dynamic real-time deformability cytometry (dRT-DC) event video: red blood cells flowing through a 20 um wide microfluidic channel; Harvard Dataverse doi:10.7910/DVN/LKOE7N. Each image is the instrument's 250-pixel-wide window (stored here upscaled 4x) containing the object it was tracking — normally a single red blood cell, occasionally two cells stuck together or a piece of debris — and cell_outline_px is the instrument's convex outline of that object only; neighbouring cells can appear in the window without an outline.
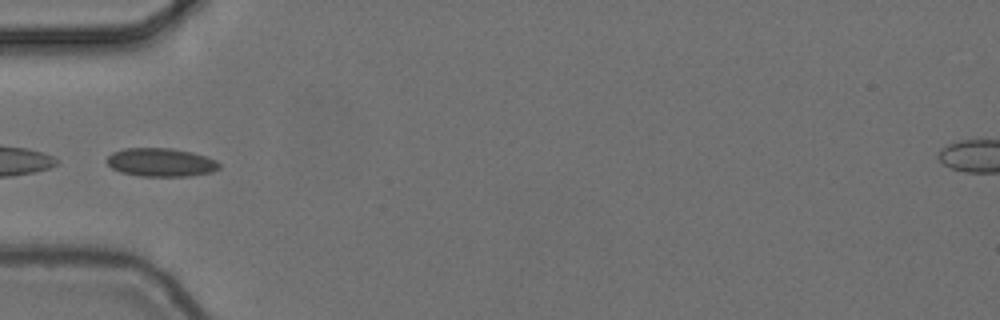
{"species": "common noctule bat (a hibernating species)", "species_latin": "Nyctalus noctula", "temperature_condition": "cold", "stored_images_in_passage": 7, "camera_frame_rate_fps": 3000, "um_per_image_px": 0.085, "animal": {"sex": "female", "body_mass_g": 24.6, "forearm_length_mm": 56.2}, "frame": {"image": 1, "passage_image": 5, "time_ms": 1.333, "image_size_px": [1000, 320], "cell_outline_px": [[220, 168], [212, 172], [188, 176], [140, 176], [120, 172], [112, 168], [108, 164], [108, 156], [112, 152], [124, 148], [172, 148], [192, 152], [216, 160], [220, 164]], "centroid_in_image_um": [13.68, 13.8], "position_along_channel_um": 71.3, "area_um2": 18.61}}
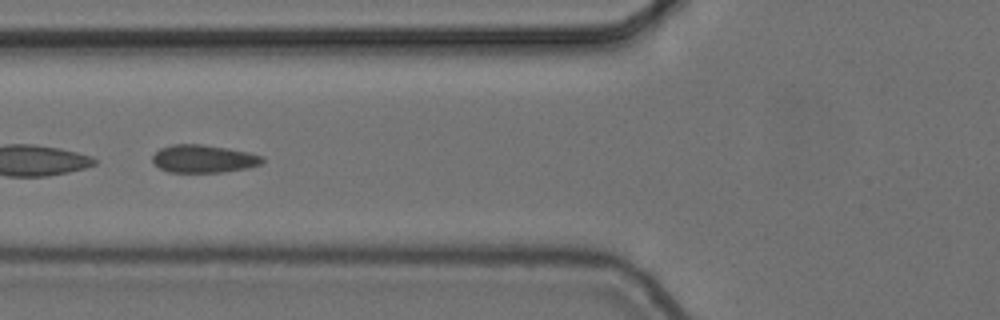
{"frame": {"image": 2, "passage_image": 6, "time_ms": 1.667, "image_size_px": [1000, 320], "cell_outline_px": [[264, 160], [260, 164], [248, 168], [224, 172], [168, 172], [160, 168], [152, 160], [152, 156], [160, 148], [172, 144], [204, 144], [228, 148], [248, 152], [264, 156]], "centroid_in_image_um": [17.32, 13.49], "position_along_channel_um": 108.5, "area_um2": 17.92}}
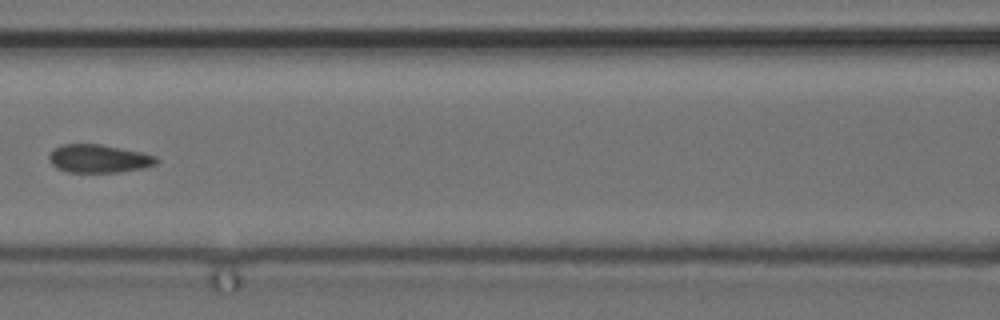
{"frame": {"image": 3, "passage_image": 7, "time_ms": 2.0, "image_size_px": [1000, 320], "cell_outline_px": [[160, 160], [156, 164], [144, 168], [116, 172], [68, 172], [56, 168], [48, 160], [48, 156], [56, 148], [64, 144], [100, 144], [140, 152], [156, 156]], "centroid_in_image_um": [8.4, 13.49], "position_along_channel_um": 158.2, "area_um2": 17.51}}